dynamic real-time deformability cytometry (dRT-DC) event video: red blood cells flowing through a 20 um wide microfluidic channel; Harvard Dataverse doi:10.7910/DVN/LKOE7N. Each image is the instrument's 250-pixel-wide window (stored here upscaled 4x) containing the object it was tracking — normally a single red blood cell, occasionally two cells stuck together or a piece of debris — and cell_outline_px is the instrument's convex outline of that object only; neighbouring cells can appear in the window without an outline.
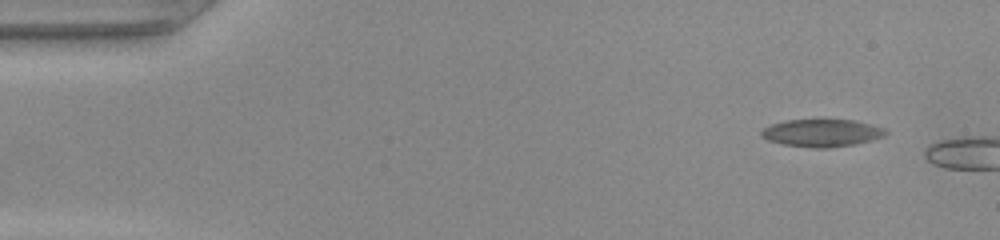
{"species": "common noctule bat (a hibernating species)", "species_latin": "Nyctalus noctula", "temperature_condition": "warm", "stored_images_in_passage": 3, "camera_frame_rate_fps": 3000, "um_per_image_px": 0.085, "animal": {"sex": "female", "body_mass_g": 22.0, "forearm_length_mm": 56.7}, "frame": {"image": 1, "passage_image": 1, "time_ms": 0.0, "image_size_px": [1000, 240], "cell_outline_px": [[888, 132], [884, 136], [872, 140], [856, 144], [828, 148], [812, 148], [784, 144], [768, 140], [760, 136], [760, 132], [764, 128], [772, 124], [788, 120], [852, 120], [884, 128]], "centroid_in_image_um": [69.85, 11.31], "position_along_channel_um": 15.1, "area_um2": 19.77}}